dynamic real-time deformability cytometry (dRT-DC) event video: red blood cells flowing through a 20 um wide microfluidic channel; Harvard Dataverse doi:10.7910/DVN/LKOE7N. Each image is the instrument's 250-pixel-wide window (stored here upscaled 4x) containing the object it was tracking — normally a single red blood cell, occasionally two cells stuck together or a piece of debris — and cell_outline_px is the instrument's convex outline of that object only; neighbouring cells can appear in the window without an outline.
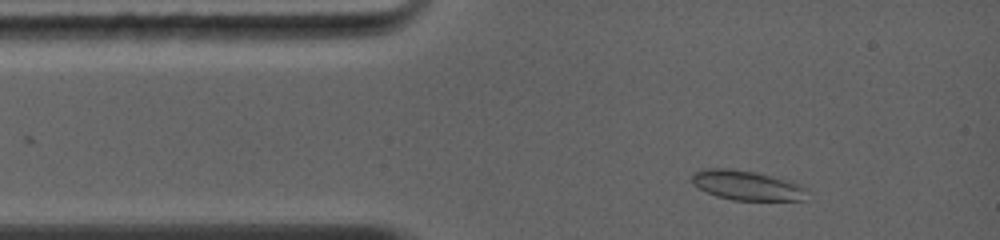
{"species": "common noctule bat (a hibernating species)", "species_latin": "Nyctalus noctula", "temperature_condition": "warm", "stored_images_in_passage": 51, "camera_frame_rate_fps": 5000, "um_per_image_px": 0.085, "animal": {"sex": "female", "body_mass_g": 19.0, "forearm_length_mm": 56.7}, "frame": {"image": 1, "passage_image": 1, "time_ms": 0.0, "image_size_px": [1000, 240], "cell_outline_px": [[804, 200], [732, 200], [716, 196], [692, 184], [692, 172], [704, 168], [728, 168], [756, 172], [788, 180], [804, 188]], "centroid_in_image_um": [63.39, 15.74], "position_along_channel_um": 21.6, "area_um2": 19.65}}
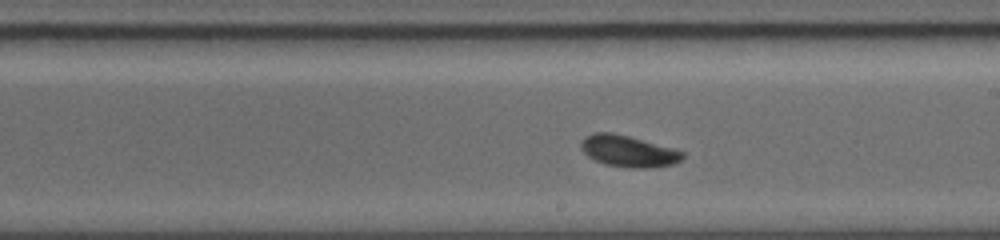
{"frame": {"image": 2, "passage_image": 32, "time_ms": 5.6, "image_size_px": [1000, 240], "cell_outline_px": [[684, 160], [676, 164], [652, 168], [632, 168], [604, 164], [588, 156], [580, 148], [580, 140], [584, 136], [596, 132], [612, 132], [628, 136], [684, 152]], "centroid_in_image_um": [53.4, 12.86], "position_along_channel_um": 235.6, "area_um2": 18.67}}
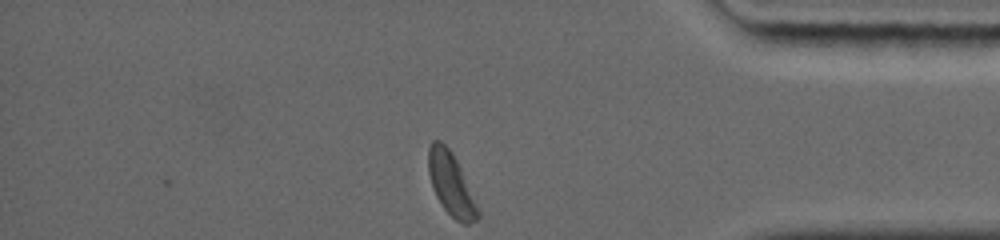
{"frame": {"image": 3, "passage_image": 51, "time_ms": 9.8, "image_size_px": [1000, 240], "cell_outline_px": [[480, 216], [476, 220], [468, 224], [464, 224], [456, 220], [444, 208], [436, 196], [432, 188], [428, 172], [428, 148], [432, 140], [440, 140], [452, 152], [460, 168], [480, 212]], "centroid_in_image_um": [38.31, 15.64], "position_along_channel_um": 396.9, "area_um2": 17.8}, "authors_computed_cell_mechanics": {"area_um2": 18.3226, "velocity_mm_per_s": 4.3558, "shape_relaxation_time_tau1_ms": 4.3224, "shape_relaxation_time_tau2_ms": null, "deformation_change_tau1": 0.1168, "deformation_change_tau2": null}}